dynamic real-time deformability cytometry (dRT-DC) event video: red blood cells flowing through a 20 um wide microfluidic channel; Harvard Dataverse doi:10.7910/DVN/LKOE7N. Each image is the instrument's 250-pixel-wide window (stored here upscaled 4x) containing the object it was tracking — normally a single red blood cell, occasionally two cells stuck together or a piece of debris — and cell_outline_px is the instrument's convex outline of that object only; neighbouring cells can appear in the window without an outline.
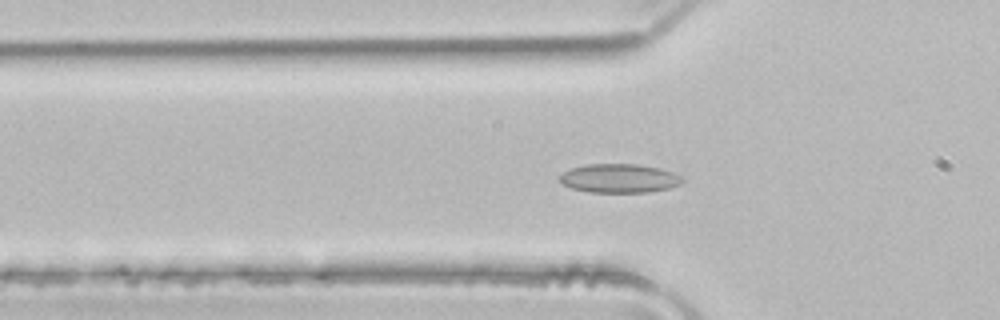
{"species": "common noctule bat (a hibernating species)", "species_latin": "Nyctalus noctula", "temperature_condition": "room temperature", "stored_images_in_passage": 42, "camera_frame_rate_fps": 3000, "um_per_image_px": 0.085, "animal": {"sex": "male", "body_mass_g": 21.5, "forearm_length_mm": 52.0}, "frame": {"image": 1, "passage_image": 7, "time_ms": 2.0, "image_size_px": [1000, 320], "cell_outline_px": [[684, 180], [680, 184], [668, 188], [648, 192], [588, 192], [572, 188], [564, 184], [560, 180], [560, 176], [564, 172], [572, 168], [588, 164], [636, 164], [660, 168], [672, 172], [680, 176]], "centroid_in_image_um": [52.65, 15.16], "position_along_channel_um": 73.1, "area_um2": 20.4}}
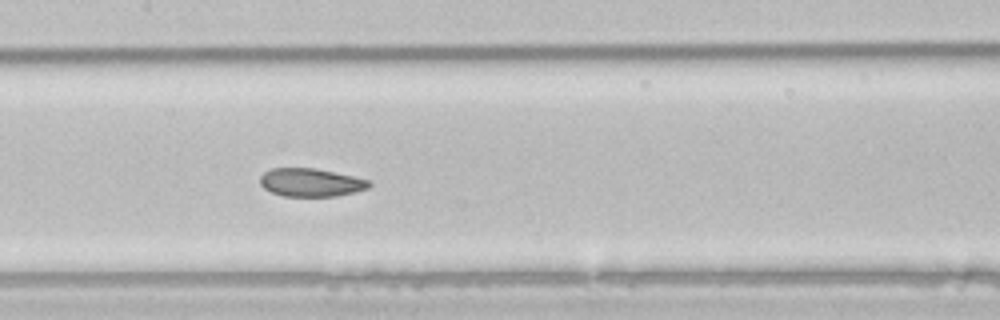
{"frame": {"image": 2, "passage_image": 15, "time_ms": 4.667, "image_size_px": [1000, 320], "cell_outline_px": [[372, 184], [368, 188], [356, 192], [336, 196], [284, 196], [272, 192], [264, 188], [260, 184], [260, 176], [268, 168], [312, 168], [352, 176], [368, 180]], "centroid_in_image_um": [26.39, 15.51], "position_along_channel_um": 181.0, "area_um2": 17.8}}
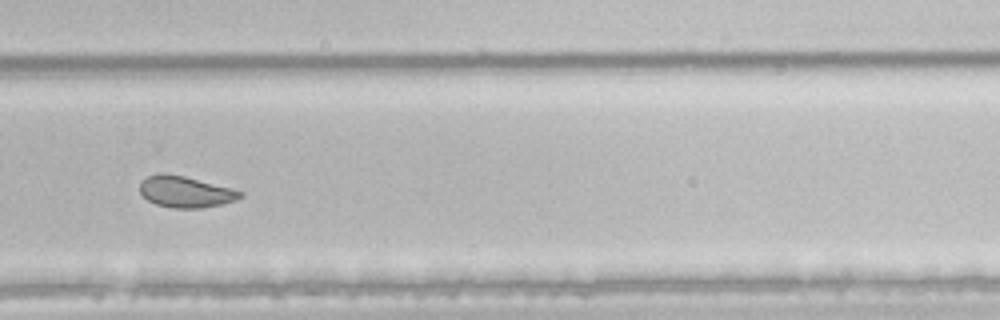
{"frame": {"image": 3, "passage_image": 25, "time_ms": 8.0, "image_size_px": [1000, 320], "cell_outline_px": [[244, 196], [236, 200], [220, 204], [200, 208], [172, 208], [156, 204], [148, 200], [140, 192], [140, 184], [148, 176], [160, 172], [184, 176], [232, 188], [244, 192]], "centroid_in_image_um": [15.79, 16.3], "position_along_channel_um": 314.0, "area_um2": 18.21}, "authors_computed_cell_mechanics": {"area_um2": 19.8254, "velocity_mm_per_s": 4.0147, "shape_relaxation_time_tau1_ms": null, "shape_relaxation_time_tau2_ms": 2.0677, "deformation_change_tau1": null, "deformation_change_tau2": 0.0677}}